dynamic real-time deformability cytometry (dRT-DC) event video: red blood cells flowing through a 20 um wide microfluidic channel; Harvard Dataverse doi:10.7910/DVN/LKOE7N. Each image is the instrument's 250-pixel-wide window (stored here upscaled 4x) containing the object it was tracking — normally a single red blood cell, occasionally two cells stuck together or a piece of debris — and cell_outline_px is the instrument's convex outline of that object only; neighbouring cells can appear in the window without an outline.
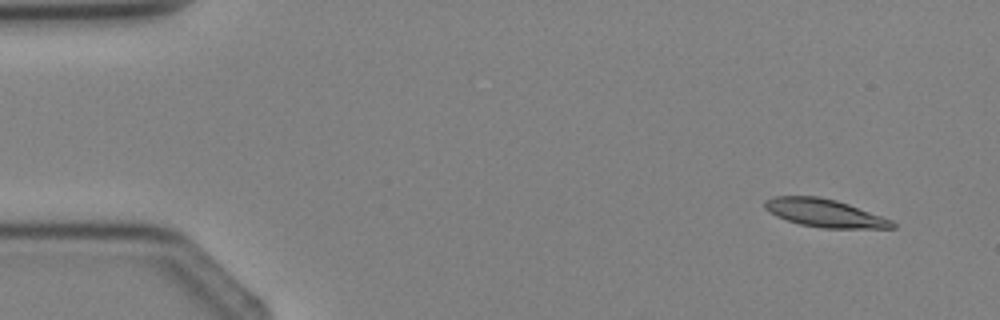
{"species": "Egyptian fruit bat (a non-hibernating species)", "species_latin": "Rousettus aegyptiacus", "temperature_condition": "cold", "stored_images_in_passage": 4, "segment_of_instrument_passage": [1, 2], "camera_frame_rate_fps": 3000, "um_per_image_px": 0.085, "animal": {"sex": "female"}, "frame": {"image": 1, "passage_image": 1, "time_ms": 0.0, "image_size_px": [1000, 320], "cell_outline_px": [[896, 228], [824, 228], [800, 224], [776, 216], [768, 212], [764, 208], [764, 200], [772, 196], [820, 196], [836, 200], [848, 204], [892, 220], [896, 224]], "centroid_in_image_um": [70.06, 18.1], "position_along_channel_um": 14.9, "area_um2": 20.75}}
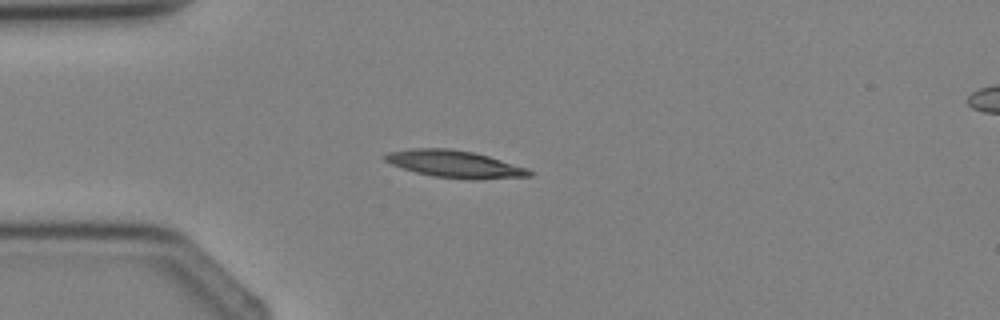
{"frame": {"image": 2, "passage_image": 3, "time_ms": 2.333, "image_size_px": [1000, 320], "cell_outline_px": [[532, 176], [472, 180], [432, 176], [416, 172], [392, 164], [384, 160], [384, 156], [388, 152], [408, 148], [452, 148], [472, 152], [488, 156], [528, 168], [532, 172]], "centroid_in_image_um": [38.65, 13.94], "position_along_channel_um": 46.3, "area_um2": 22.83}}